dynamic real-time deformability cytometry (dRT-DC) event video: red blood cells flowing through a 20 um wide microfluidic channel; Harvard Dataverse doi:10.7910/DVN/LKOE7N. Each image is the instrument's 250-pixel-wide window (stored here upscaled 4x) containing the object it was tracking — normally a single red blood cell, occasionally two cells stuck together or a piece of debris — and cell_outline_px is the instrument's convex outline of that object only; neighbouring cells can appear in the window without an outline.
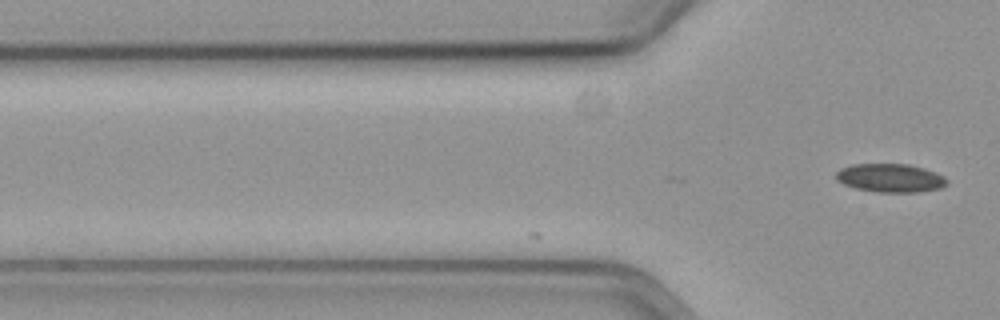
{"species": "common noctule bat (a hibernating species)", "species_latin": "Nyctalus noctula", "temperature_condition": "cold", "stored_images_in_passage": 4, "camera_frame_rate_fps": 3000, "um_per_image_px": 0.085, "animal": {"sex": "female", "body_mass_g": 19.3, "forearm_length_mm": 54.1}, "frame": {"image": 1, "passage_image": 4, "time_ms": 1.0, "image_size_px": [1000, 320], "cell_outline_px": [[948, 184], [940, 188], [920, 192], [876, 192], [856, 188], [844, 184], [836, 180], [836, 172], [840, 168], [852, 164], [908, 164], [924, 168], [936, 172], [944, 176], [948, 180]], "centroid_in_image_um": [75.69, 15.12], "position_along_channel_um": 50.1, "area_um2": 18.55}}